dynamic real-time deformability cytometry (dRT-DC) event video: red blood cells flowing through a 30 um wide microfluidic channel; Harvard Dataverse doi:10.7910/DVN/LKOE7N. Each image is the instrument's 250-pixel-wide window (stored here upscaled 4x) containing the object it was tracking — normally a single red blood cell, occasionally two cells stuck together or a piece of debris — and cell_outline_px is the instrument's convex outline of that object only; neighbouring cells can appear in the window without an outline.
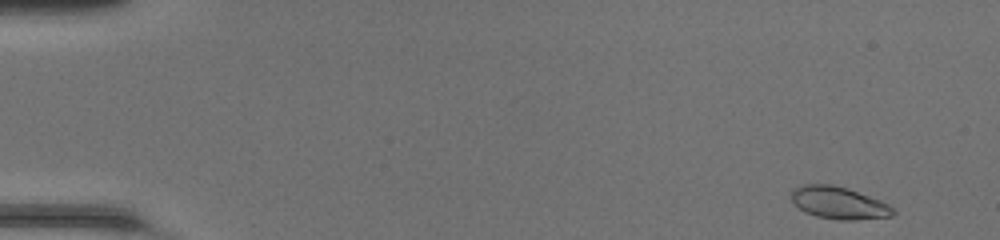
{"species": "common noctule bat (a hibernating species)", "species_latin": "Nyctalus noctula", "temperature_condition": "room temperature", "stored_images_in_passage": 47, "camera_frame_rate_fps": 3000, "um_per_image_px": 0.085, "animal": {"sex": "female", "body_mass_g": 20.0, "forearm_length_mm": 54.0}, "frame": {"image": 1, "passage_image": 1, "time_ms": 0.0, "image_size_px": [1000, 240], "cell_outline_px": [[896, 212], [892, 216], [856, 220], [840, 220], [816, 216], [804, 212], [792, 200], [792, 192], [796, 188], [804, 184], [832, 184], [848, 188], [880, 200], [888, 204]], "centroid_in_image_um": [71.32, 17.25], "position_along_channel_um": 13.7, "area_um2": 19.02}}
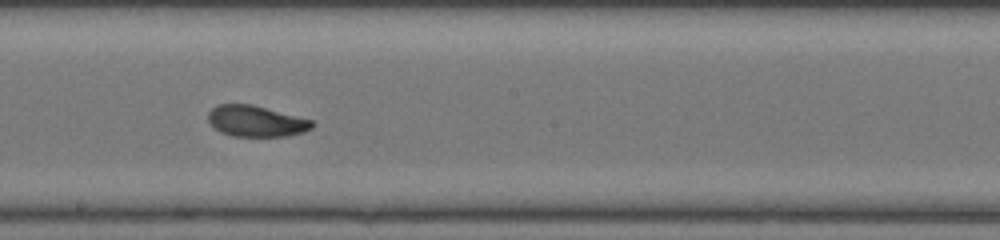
{"frame": {"image": 2, "passage_image": 26, "time_ms": 8.333, "image_size_px": [1000, 240], "cell_outline_px": [[312, 128], [304, 132], [288, 136], [232, 136], [220, 132], [208, 120], [208, 112], [216, 104], [252, 104], [312, 120]], "centroid_in_image_um": [21.75, 10.29], "position_along_channel_um": 226.5, "area_um2": 18.73}}
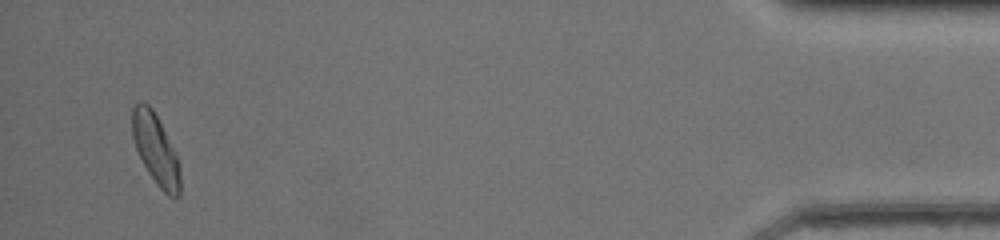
{"frame": {"image": 3, "passage_image": 45, "time_ms": 14.667, "image_size_px": [1000, 240], "cell_outline_px": [[180, 196], [168, 196], [156, 184], [148, 172], [136, 148], [132, 136], [132, 108], [140, 100], [144, 100], [152, 108], [176, 152], [180, 168]], "centroid_in_image_um": [13.23, 12.68], "position_along_channel_um": 422.0, "area_um2": 19.65}, "authors_computed_cell_mechanics": {"area_um2": 19.1318, "velocity_mm_per_s": 4.2849, "shape_relaxation_time_tau1_ms": 2.945, "shape_relaxation_time_tau2_ms": 1.4365, "deformation_change_tau1": 0.13, "deformation_change_tau2": 0.0629}}